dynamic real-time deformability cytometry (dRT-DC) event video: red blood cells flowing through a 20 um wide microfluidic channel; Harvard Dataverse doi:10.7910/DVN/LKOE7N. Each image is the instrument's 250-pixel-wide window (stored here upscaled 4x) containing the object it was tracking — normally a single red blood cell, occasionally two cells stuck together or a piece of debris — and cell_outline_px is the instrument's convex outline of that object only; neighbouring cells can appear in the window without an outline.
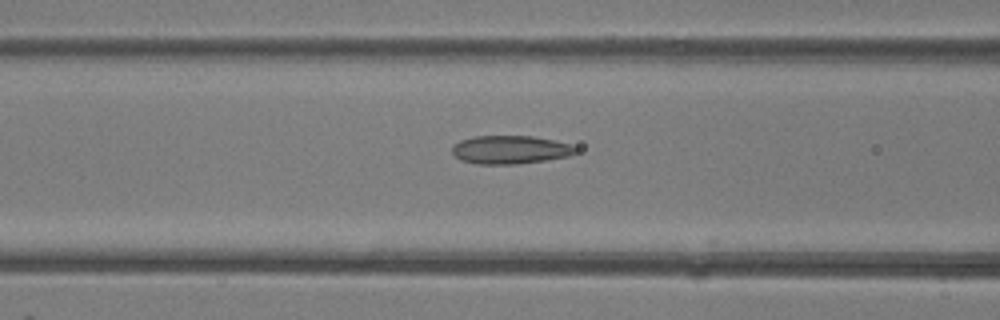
{"species": "common noctule bat (a hibernating species)", "species_latin": "Nyctalus noctula", "temperature_condition": "room temperature", "stored_images_in_passage": 15, "camera_frame_rate_fps": 3000, "um_per_image_px": 0.085, "animal": {"sex": "female"}, "frame": {"image": 1, "passage_image": 11, "time_ms": 3.333, "image_size_px": [1000, 320], "cell_outline_px": [[576, 152], [568, 156], [544, 160], [516, 164], [476, 164], [460, 160], [452, 152], [452, 144], [460, 140], [472, 136], [532, 136], [556, 140], [568, 144], [576, 148]], "centroid_in_image_um": [43.31, 12.72], "position_along_channel_um": 123.3, "area_um2": 20.4}}